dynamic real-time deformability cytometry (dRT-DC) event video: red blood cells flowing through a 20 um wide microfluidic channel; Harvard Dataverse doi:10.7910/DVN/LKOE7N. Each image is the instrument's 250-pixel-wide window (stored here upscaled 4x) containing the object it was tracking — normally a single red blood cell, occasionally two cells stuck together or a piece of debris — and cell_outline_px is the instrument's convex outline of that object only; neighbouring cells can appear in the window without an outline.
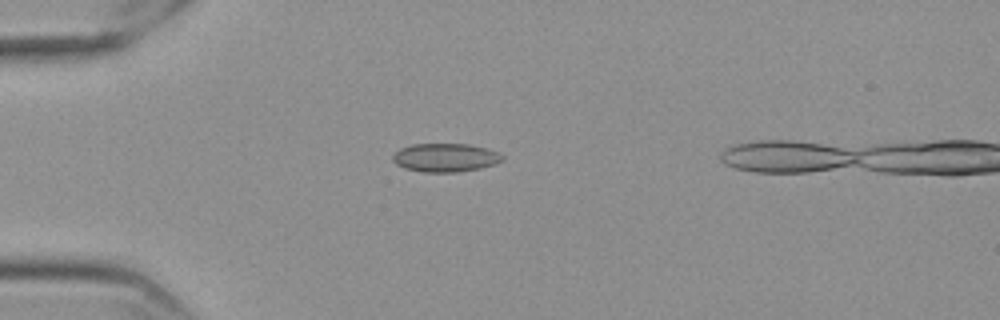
{"species": "Egyptian fruit bat (a non-hibernating species)", "species_latin": "Rousettus aegyptiacus", "temperature_condition": "cold", "stored_images_in_passage": 45, "camera_frame_rate_fps": 3000, "um_per_image_px": 0.085, "frame": {"image": 1, "passage_image": 7, "time_ms": 2.0, "image_size_px": [1000, 320], "cell_outline_px": [[504, 160], [496, 164], [480, 168], [456, 172], [424, 172], [404, 168], [396, 164], [392, 160], [392, 156], [400, 148], [412, 144], [468, 144], [488, 148], [504, 156]], "centroid_in_image_um": [37.86, 13.39], "position_along_channel_um": 47.1, "area_um2": 18.26}}
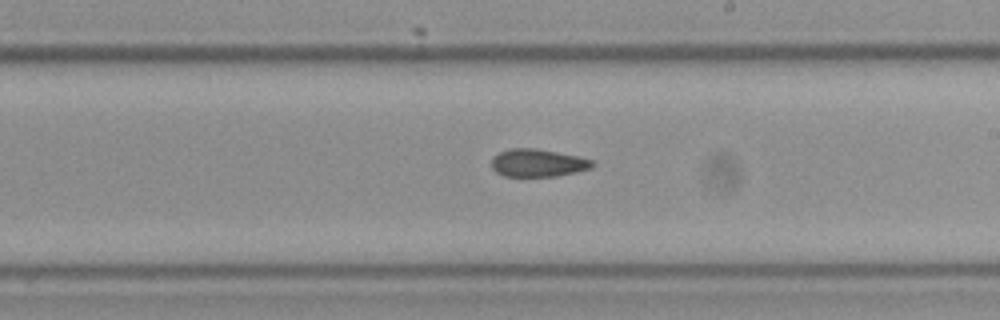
{"frame": {"image": 2, "passage_image": 25, "time_ms": 8.0, "image_size_px": [1000, 320], "cell_outline_px": [[596, 164], [592, 168], [576, 172], [556, 176], [504, 176], [496, 172], [492, 168], [492, 156], [500, 152], [512, 148], [536, 148], [580, 156], [592, 160]], "centroid_in_image_um": [45.74, 13.84], "position_along_channel_um": 243.3, "area_um2": 16.42}}
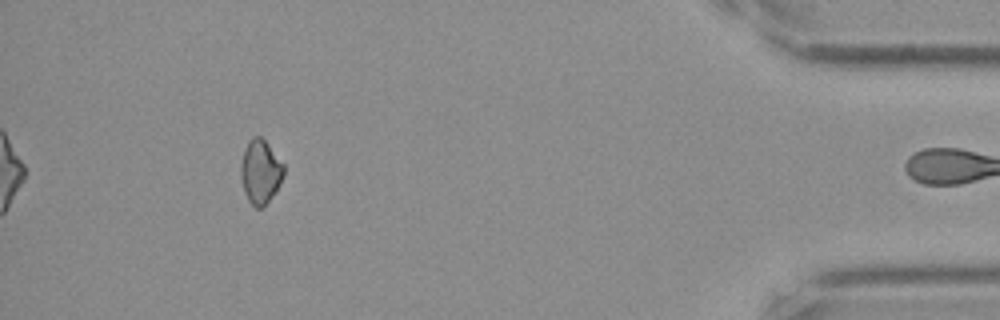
{"frame": {"image": 3, "passage_image": 44, "time_ms": 14.333, "image_size_px": [1000, 320], "cell_outline_px": [[284, 176], [268, 200], [260, 208], [256, 208], [248, 200], [244, 192], [240, 176], [240, 164], [244, 148], [248, 140], [252, 136], [260, 136], [268, 144], [284, 164]], "centroid_in_image_um": [22.1, 14.55], "position_along_channel_um": 413.1, "area_um2": 15.9}, "authors_computed_cell_mechanics": {"area_um2": 16.9354, "velocity_mm_per_s": 3.5782, "shape_relaxation_time_tau1_ms": null, "shape_relaxation_time_tau2_ms": 2.2481, "deformation_change_tau1": null, "deformation_change_tau2": 0.0783}}